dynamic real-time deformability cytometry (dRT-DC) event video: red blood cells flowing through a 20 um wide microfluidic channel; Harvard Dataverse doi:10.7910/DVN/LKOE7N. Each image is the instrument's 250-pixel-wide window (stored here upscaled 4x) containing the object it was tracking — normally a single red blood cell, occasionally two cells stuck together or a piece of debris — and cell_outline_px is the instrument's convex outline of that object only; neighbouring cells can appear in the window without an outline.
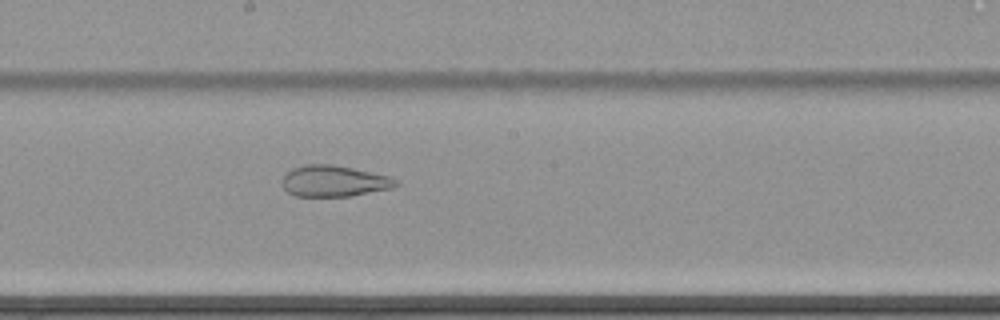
{"species": "common noctule bat (a hibernating species)", "species_latin": "Nyctalus noctula", "temperature_condition": "cold", "stored_images_in_passage": 42, "camera_frame_rate_fps": 3000, "um_per_image_px": 0.085, "animal": {"sex": "female", "body_mass_g": 22.7, "forearm_length_mm": 54.2}, "frame": {"image": 1, "passage_image": 16, "time_ms": 5.0, "image_size_px": [1000, 320], "cell_outline_px": [[400, 184], [392, 188], [352, 196], [296, 196], [288, 192], [284, 188], [280, 180], [292, 168], [304, 164], [332, 164], [352, 168], [388, 176], [400, 180]], "centroid_in_image_um": [28.4, 15.39], "position_along_channel_um": 219.8, "area_um2": 20.75}}
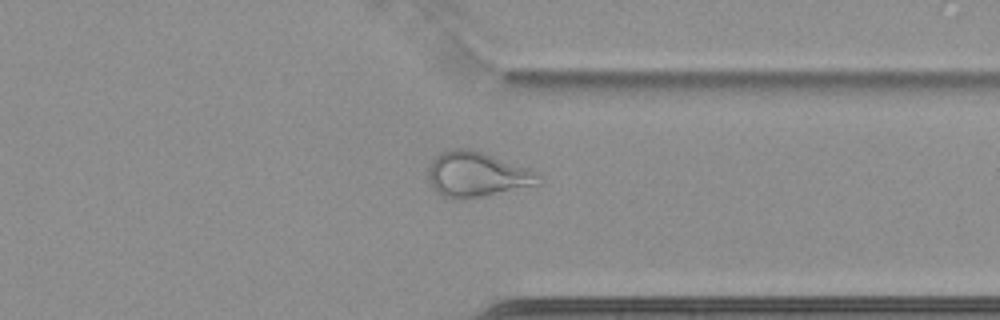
{"frame": {"image": 2, "passage_image": 29, "time_ms": 9.333, "image_size_px": [1000, 320], "cell_outline_px": [[540, 184], [484, 196], [440, 196], [436, 192], [428, 176], [428, 168], [432, 160], [440, 152], [452, 148], [472, 148], [528, 168], [536, 172]], "centroid_in_image_um": [40.52, 14.78], "position_along_channel_um": 370.9, "area_um2": 28.38}}
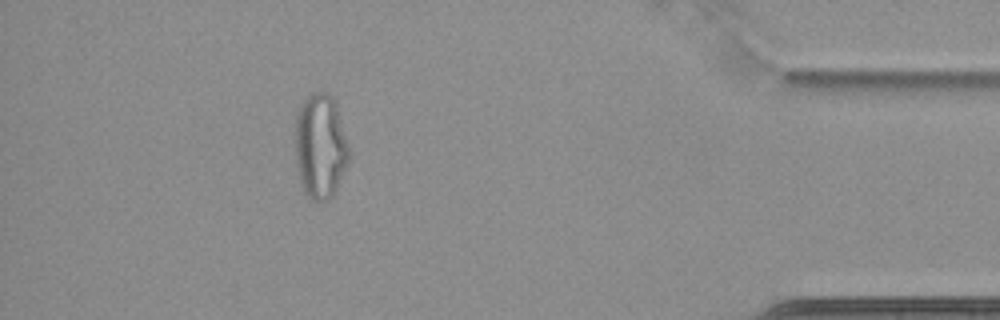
{"frame": {"image": 3, "passage_image": 36, "time_ms": 11.667, "image_size_px": [1000, 320], "cell_outline_px": [[348, 160], [336, 188], [332, 196], [328, 200], [316, 204], [304, 192], [300, 180], [296, 164], [296, 116], [300, 104], [312, 92], [328, 92], [336, 100], [348, 144]], "centroid_in_image_um": [27.22, 12.41], "position_along_channel_um": 408.0, "area_um2": 32.95}, "authors_computed_cell_mechanics": {"area_um2": 26.8192, "velocity_mm_per_s": 3.4748, "shape_relaxation_time_tau1_ms": null, "shape_relaxation_time_tau2_ms": 1.4684, "deformation_change_tau1": null, "deformation_change_tau2": 0.095}}